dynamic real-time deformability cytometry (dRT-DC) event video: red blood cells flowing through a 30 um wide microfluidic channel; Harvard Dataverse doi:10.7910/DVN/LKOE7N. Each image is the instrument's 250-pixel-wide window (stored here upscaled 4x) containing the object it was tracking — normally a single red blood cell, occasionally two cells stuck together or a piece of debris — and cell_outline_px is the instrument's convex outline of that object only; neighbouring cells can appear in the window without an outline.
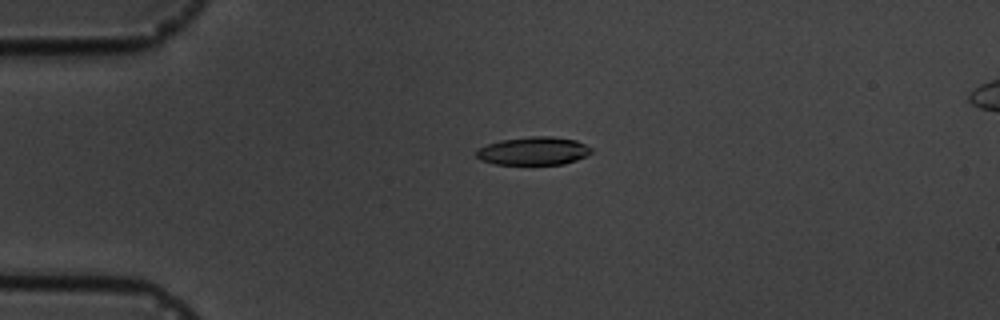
{"species": "common noctule bat (a hibernating species)", "species_latin": "Nyctalus noctula", "temperature_condition": "cold", "stored_images_in_passage": 6, "camera_frame_rate_fps": 3000, "um_per_image_px": 0.085, "animal": {"sex": "male", "body_mass_g": 19.5, "forearm_length_mm": 54.6}, "frame": {"image": 1, "passage_image": 3, "time_ms": 2.333, "image_size_px": [1000, 320], "cell_outline_px": [[592, 152], [576, 160], [564, 164], [496, 164], [480, 160], [476, 156], [476, 148], [500, 140], [532, 136], [552, 136], [576, 140], [592, 148]], "centroid_in_image_um": [45.32, 12.83], "position_along_channel_um": 39.7, "area_um2": 18.84}}
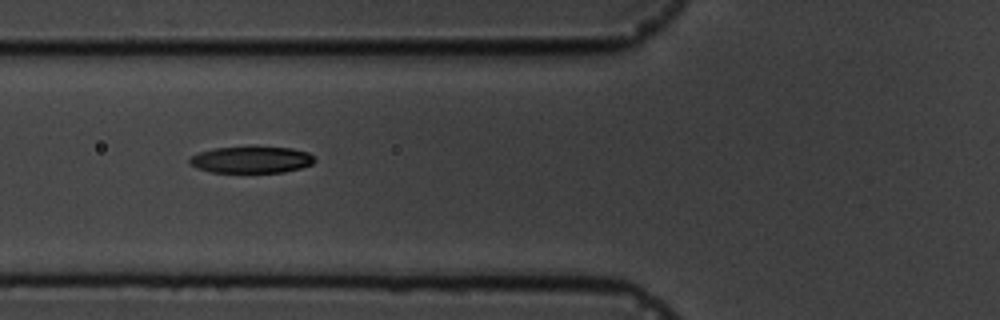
{"frame": {"image": 2, "passage_image": 5, "time_ms": 5.0, "image_size_px": [1000, 320], "cell_outline_px": [[316, 160], [312, 164], [300, 168], [284, 172], [212, 172], [196, 168], [188, 160], [192, 156], [200, 152], [212, 148], [292, 148], [308, 152]], "centroid_in_image_um": [21.37, 13.59], "position_along_channel_um": 104.4, "area_um2": 18.96}}
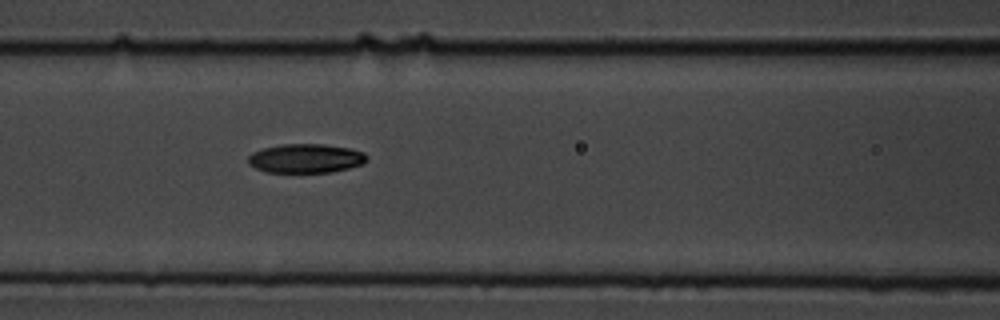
{"frame": {"image": 3, "passage_image": 6, "time_ms": 6.0, "image_size_px": [1000, 320], "cell_outline_px": [[368, 160], [360, 164], [348, 168], [332, 172], [264, 172], [248, 164], [248, 156], [252, 152], [264, 148], [284, 144], [324, 144], [348, 148], [364, 152], [368, 156]], "centroid_in_image_um": [25.98, 13.46], "position_along_channel_um": 140.6, "area_um2": 20.06}}